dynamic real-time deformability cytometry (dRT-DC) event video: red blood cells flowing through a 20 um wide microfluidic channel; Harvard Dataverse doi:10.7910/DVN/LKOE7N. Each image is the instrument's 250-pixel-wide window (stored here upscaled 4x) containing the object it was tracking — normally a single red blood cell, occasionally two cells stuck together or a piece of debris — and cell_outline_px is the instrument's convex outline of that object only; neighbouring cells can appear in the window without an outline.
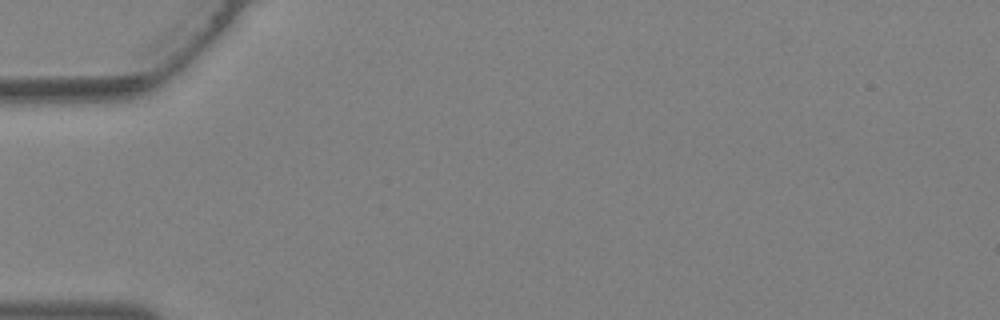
{"species": "Egyptian fruit bat (a non-hibernating species)", "species_latin": "Rousettus aegyptiacus", "temperature_condition": "warm", "stored_images_in_passage": 3, "camera_frame_rate_fps": 3000, "um_per_image_px": 0.085, "animal": {"sex": "female"}, "frame": {"image": 1, "passage_image": 2, "time_ms": 0.333, "image_size_px": [1000, 320], "cell_outline_px": [[380, 296], [376, 296], [364, 288], [308, 240], [304, 236], [296, 220], [308, 220], [328, 236], [372, 272], [380, 284]], "centroid_in_image_um": [28.94, 21.85], "position_along_channel_um": 56.1, "area_um2": 11.91}}